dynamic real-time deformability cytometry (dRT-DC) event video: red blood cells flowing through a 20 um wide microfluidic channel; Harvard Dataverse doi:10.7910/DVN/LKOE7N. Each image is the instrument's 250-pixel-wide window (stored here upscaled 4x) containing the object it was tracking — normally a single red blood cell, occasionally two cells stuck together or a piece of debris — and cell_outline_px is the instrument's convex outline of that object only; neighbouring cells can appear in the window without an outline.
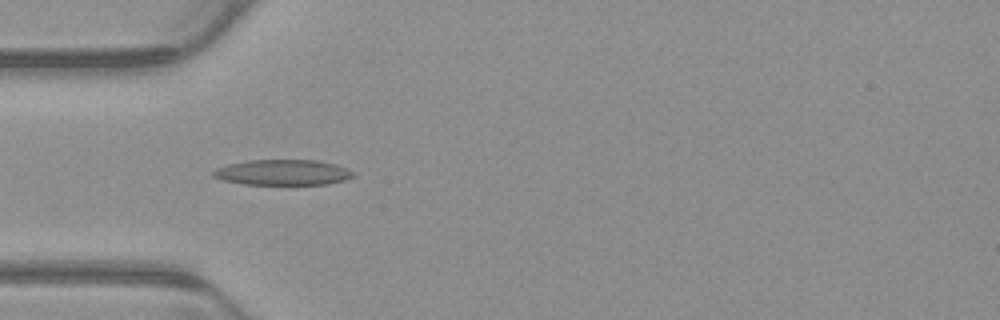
{"species": "common noctule bat (a hibernating species)", "species_latin": "Nyctalus noctula", "temperature_condition": "warm", "stored_images_in_passage": 5, "camera_frame_rate_fps": 3000, "um_per_image_px": 0.085, "animal": {"sex": "male", "body_mass_g": 23.1, "forearm_length_mm": 52.7}, "frame": {"image": 1, "passage_image": 4, "time_ms": 1.0, "image_size_px": [1000, 320], "cell_outline_px": [[356, 176], [344, 180], [328, 184], [244, 184], [224, 180], [212, 176], [212, 172], [216, 168], [228, 164], [248, 160], [316, 160], [336, 164], [348, 168], [356, 172]], "centroid_in_image_um": [24.09, 14.65], "position_along_channel_um": 60.9, "area_um2": 20.92}}
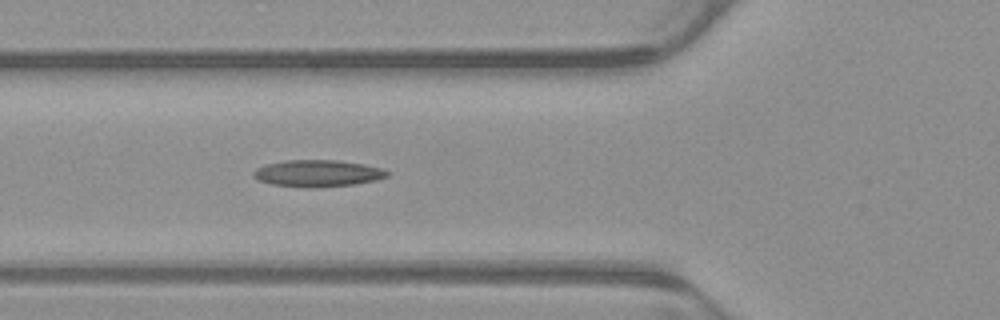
{"frame": {"image": 2, "passage_image": 5, "time_ms": 1.333, "image_size_px": [1000, 320], "cell_outline_px": [[392, 172], [388, 176], [376, 180], [356, 184], [316, 188], [312, 188], [272, 184], [260, 180], [252, 176], [252, 172], [256, 168], [264, 164], [284, 160], [336, 160], [364, 164], [380, 168]], "centroid_in_image_um": [27.01, 14.73], "position_along_channel_um": 98.8, "area_um2": 21.04}}